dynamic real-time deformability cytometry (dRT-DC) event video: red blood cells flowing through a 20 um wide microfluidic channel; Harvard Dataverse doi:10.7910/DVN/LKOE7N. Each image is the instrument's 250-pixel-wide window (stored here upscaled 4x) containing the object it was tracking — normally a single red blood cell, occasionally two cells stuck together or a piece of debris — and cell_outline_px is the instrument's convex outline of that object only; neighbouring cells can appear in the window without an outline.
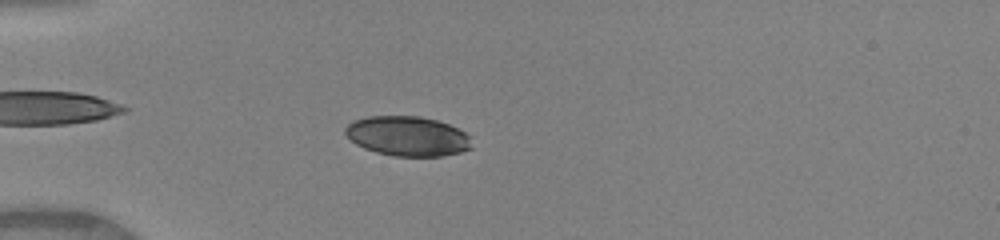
{"species": "human", "species_latin": "Homo sapiens", "temperature_condition": "warm", "stored_images_in_passage": 49, "camera_frame_rate_fps": 3000, "um_per_image_px": 0.085, "donor": {"sex": "female"}, "frame": {"image": 1, "passage_image": 14, "time_ms": 4.333, "image_size_px": [1000, 240], "cell_outline_px": [[472, 148], [460, 152], [440, 156], [392, 156], [376, 152], [364, 148], [356, 144], [344, 132], [344, 128], [352, 120], [368, 116], [420, 116], [436, 120], [448, 124], [472, 136]], "centroid_in_image_um": [34.65, 11.57], "position_along_channel_um": 50.4, "area_um2": 29.42}}
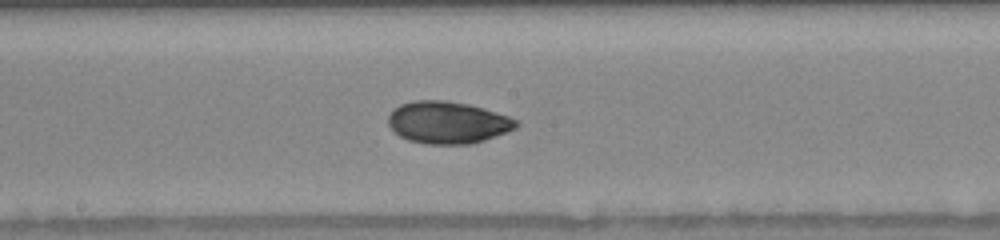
{"frame": {"image": 2, "passage_image": 27, "time_ms": 8.667, "image_size_px": [1000, 240], "cell_outline_px": [[520, 124], [516, 128], [484, 140], [468, 144], [428, 144], [408, 140], [400, 136], [388, 124], [388, 116], [392, 108], [400, 104], [416, 100], [448, 100], [468, 104], [484, 108], [508, 116], [516, 120]], "centroid_in_image_um": [38.03, 10.4], "position_along_channel_um": 210.2, "area_um2": 31.39}}
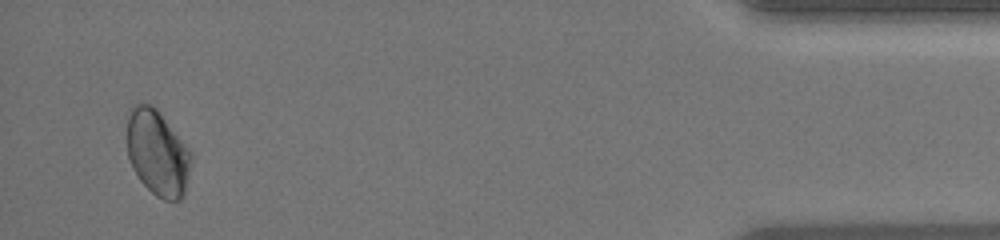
{"frame": {"image": 3, "passage_image": 47, "time_ms": 15.333, "image_size_px": [1000, 240], "cell_outline_px": [[192, 156], [184, 196], [180, 200], [164, 200], [156, 196], [140, 180], [132, 168], [128, 160], [128, 108], [132, 104], [152, 104], [156, 108], [192, 152]], "centroid_in_image_um": [13.38, 12.99], "position_along_channel_um": 421.8, "area_um2": 32.02}, "authors_computed_cell_mechanics": {"area_um2": 30.345, "velocity_mm_per_s": 4.1498, "shape_relaxation_time_tau1_ms": 4.5495, "shape_relaxation_time_tau2_ms": 1.5905, "deformation_change_tau1": 0.1194, "deformation_change_tau2": 0.0427}}